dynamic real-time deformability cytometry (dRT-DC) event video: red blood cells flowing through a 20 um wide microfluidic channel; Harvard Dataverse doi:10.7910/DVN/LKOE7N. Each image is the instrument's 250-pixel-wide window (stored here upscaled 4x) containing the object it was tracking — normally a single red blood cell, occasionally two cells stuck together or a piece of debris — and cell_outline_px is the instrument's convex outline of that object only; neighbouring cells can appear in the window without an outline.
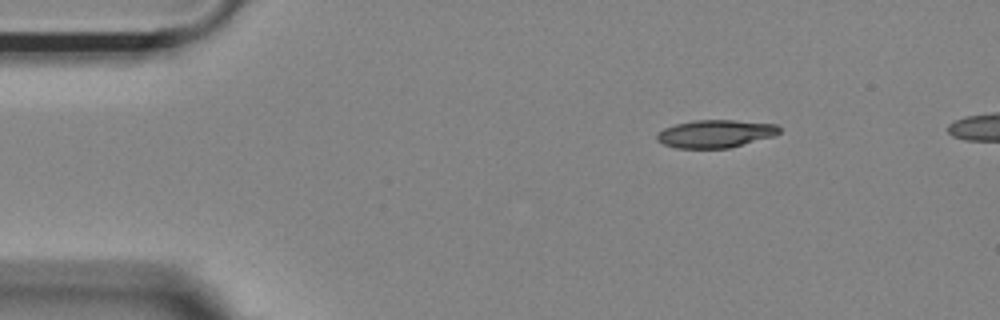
{"species": "Egyptian fruit bat (a non-hibernating species)", "species_latin": "Rousettus aegyptiacus", "temperature_condition": "room temperature", "stored_images_in_passage": 9, "camera_frame_rate_fps": 3000, "um_per_image_px": 0.085, "animal": {"sex": "female"}, "frame": {"image": 1, "passage_image": 1, "time_ms": 0.0, "image_size_px": [1000, 320], "cell_outline_px": [[780, 132], [772, 136], [728, 148], [676, 148], [664, 144], [656, 140], [656, 136], [664, 128], [676, 124], [692, 120], [732, 120], [776, 124], [780, 128]], "centroid_in_image_um": [60.78, 11.36], "position_along_channel_um": 24.2, "area_um2": 19.59}}